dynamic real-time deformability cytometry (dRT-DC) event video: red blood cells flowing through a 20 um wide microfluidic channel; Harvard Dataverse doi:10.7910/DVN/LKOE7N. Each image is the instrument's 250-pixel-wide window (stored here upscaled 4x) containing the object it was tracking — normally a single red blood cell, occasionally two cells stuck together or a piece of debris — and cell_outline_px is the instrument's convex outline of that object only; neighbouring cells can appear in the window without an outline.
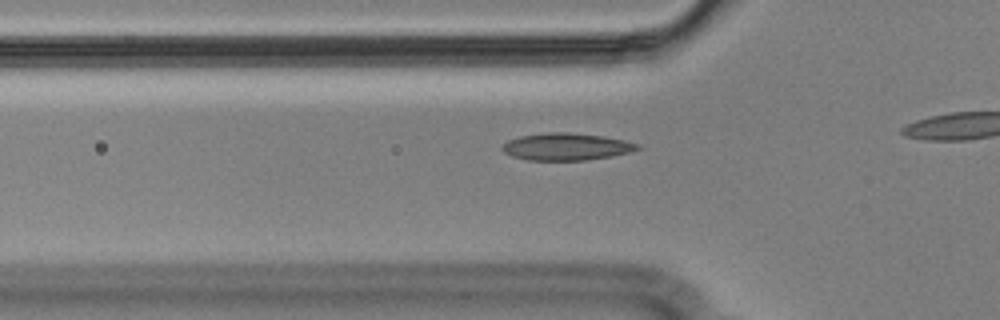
{"species": "Egyptian fruit bat (a non-hibernating species)", "species_latin": "Rousettus aegyptiacus", "temperature_condition": "cold", "stored_images_in_passage": 12, "camera_frame_rate_fps": 3000, "um_per_image_px": 0.085, "animal": {"sex": "male"}, "frame": {"image": 1, "passage_image": 6, "time_ms": 1.667, "image_size_px": [1000, 320], "cell_outline_px": [[640, 148], [628, 152], [612, 156], [584, 160], [528, 160], [512, 156], [504, 152], [500, 148], [508, 140], [520, 136], [544, 132], [568, 132], [604, 136], [624, 140], [640, 144]], "centroid_in_image_um": [48.12, 12.46], "position_along_channel_um": 77.7, "area_um2": 21.39}}
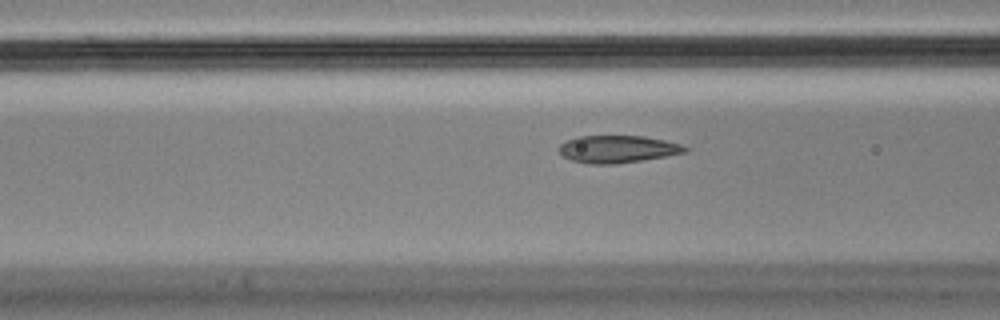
{"frame": {"image": 2, "passage_image": 9, "time_ms": 2.667, "image_size_px": [1000, 320], "cell_outline_px": [[688, 152], [616, 164], [588, 164], [572, 160], [564, 156], [560, 152], [560, 144], [576, 136], [644, 136], [664, 140], [680, 144], [688, 148]], "centroid_in_image_um": [52.49, 12.67], "position_along_channel_um": 114.1, "area_um2": 19.88}}